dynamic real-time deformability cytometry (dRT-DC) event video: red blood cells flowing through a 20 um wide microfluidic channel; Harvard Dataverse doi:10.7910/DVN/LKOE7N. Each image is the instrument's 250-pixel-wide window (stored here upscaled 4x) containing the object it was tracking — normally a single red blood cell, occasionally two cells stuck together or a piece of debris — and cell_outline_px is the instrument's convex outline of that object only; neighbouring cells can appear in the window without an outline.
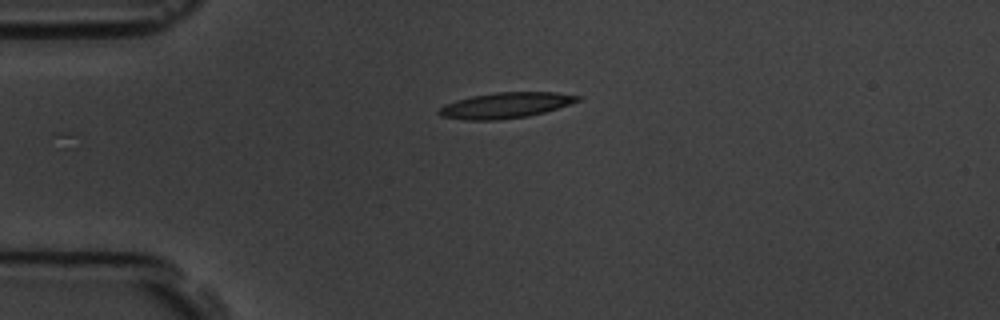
{"species": "common noctule bat (a hibernating species)", "species_latin": "Nyctalus noctula", "temperature_condition": "room temperature", "stored_images_in_passage": 4, "camera_frame_rate_fps": 3000, "um_per_image_px": 0.085, "animal": {"sex": "male", "body_mass_g": 19.5, "forearm_length_mm": 54.6}, "frame": {"image": 1, "passage_image": 1, "time_ms": 0.0, "image_size_px": [1000, 320], "cell_outline_px": [[580, 100], [544, 112], [528, 116], [496, 120], [464, 120], [440, 116], [436, 112], [444, 104], [456, 100], [472, 96], [496, 92], [556, 92], [580, 96]], "centroid_in_image_um": [42.91, 8.95], "position_along_channel_um": 42.1, "area_um2": 20.63}}
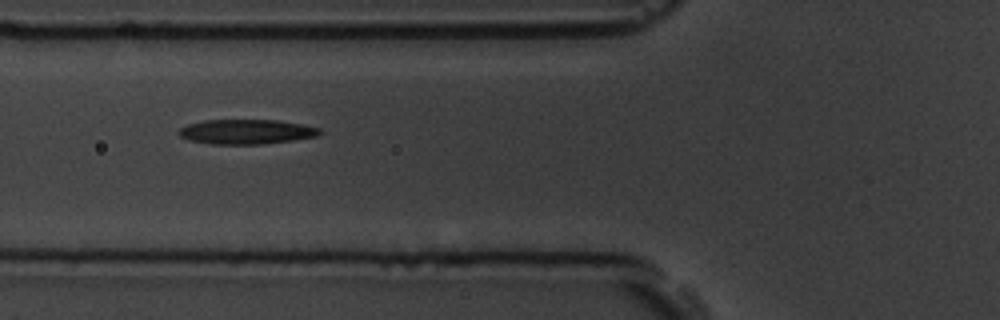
{"frame": {"image": 2, "passage_image": 3, "time_ms": 2.333, "image_size_px": [1000, 320], "cell_outline_px": [[320, 132], [316, 136], [292, 140], [264, 144], [212, 144], [188, 140], [180, 136], [176, 132], [180, 128], [188, 124], [204, 120], [276, 120], [300, 124], [320, 128]], "centroid_in_image_um": [20.88, 11.2], "position_along_channel_um": 104.9, "area_um2": 20.17}}
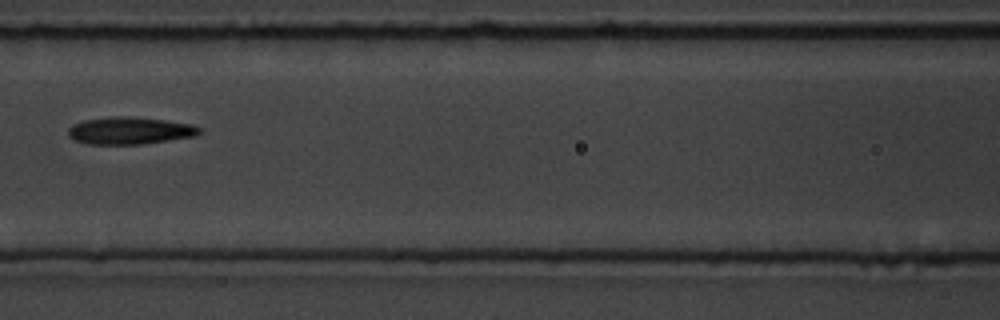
{"frame": {"image": 3, "passage_image": 4, "time_ms": 3.667, "image_size_px": [1000, 320], "cell_outline_px": [[200, 132], [196, 136], [140, 144], [88, 144], [72, 140], [68, 136], [68, 128], [72, 124], [84, 120], [112, 116], [128, 116], [164, 120], [192, 124], [200, 128]], "centroid_in_image_um": [10.98, 11.1], "position_along_channel_um": 155.6, "area_um2": 20.87}}